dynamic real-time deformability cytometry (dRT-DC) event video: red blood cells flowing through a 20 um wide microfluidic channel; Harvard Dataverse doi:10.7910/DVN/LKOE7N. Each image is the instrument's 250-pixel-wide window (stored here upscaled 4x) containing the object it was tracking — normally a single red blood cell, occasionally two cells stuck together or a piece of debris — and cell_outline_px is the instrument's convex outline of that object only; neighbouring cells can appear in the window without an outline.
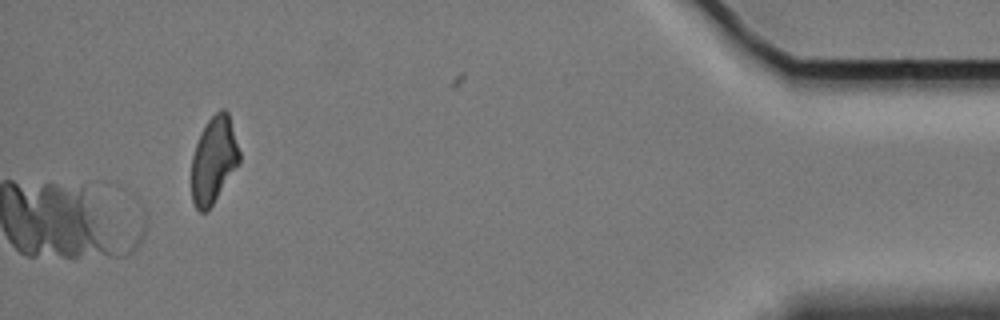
{"species": "Egyptian fruit bat (a non-hibernating species)", "species_latin": "Rousettus aegyptiacus", "temperature_condition": "cold", "stored_images_in_passage": 44, "camera_frame_rate_fps": 3000, "um_per_image_px": 0.085, "animal": {"sex": "female"}, "frame": {"image": 1, "passage_image": 44, "time_ms": 14.333, "image_size_px": [1000, 320], "cell_outline_px": [[240, 164], [208, 212], [200, 212], [196, 208], [192, 200], [192, 156], [200, 132], [208, 120], [220, 108], [224, 108], [228, 112], [240, 152]], "centroid_in_image_um": [18.18, 13.62], "position_along_channel_um": 417.0, "area_um2": 24.45}}